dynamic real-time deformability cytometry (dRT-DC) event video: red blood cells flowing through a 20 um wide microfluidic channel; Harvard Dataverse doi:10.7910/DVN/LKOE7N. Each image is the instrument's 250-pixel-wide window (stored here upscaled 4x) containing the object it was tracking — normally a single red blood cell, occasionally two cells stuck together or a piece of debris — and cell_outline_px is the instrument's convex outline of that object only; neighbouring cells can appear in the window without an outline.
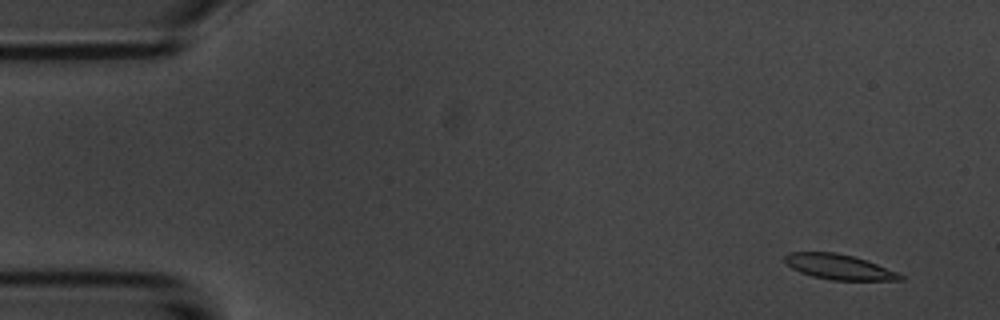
{"species": "common noctule bat (a hibernating species)", "species_latin": "Nyctalus noctula", "temperature_condition": "room temperature", "stored_images_in_passage": 5, "camera_frame_rate_fps": 3000, "um_per_image_px": 0.085, "animal": {"sex": "male", "body_mass_g": 20.1, "forearm_length_mm": 53.5}, "frame": {"image": 1, "passage_image": 1, "time_ms": 0.0, "image_size_px": [1000, 320], "cell_outline_px": [[904, 280], [832, 280], [812, 276], [800, 272], [792, 268], [784, 260], [784, 256], [788, 252], [836, 252], [852, 256], [876, 264], [896, 272], [904, 276]], "centroid_in_image_um": [71.28, 22.68], "position_along_channel_um": 13.7, "area_um2": 16.7}}
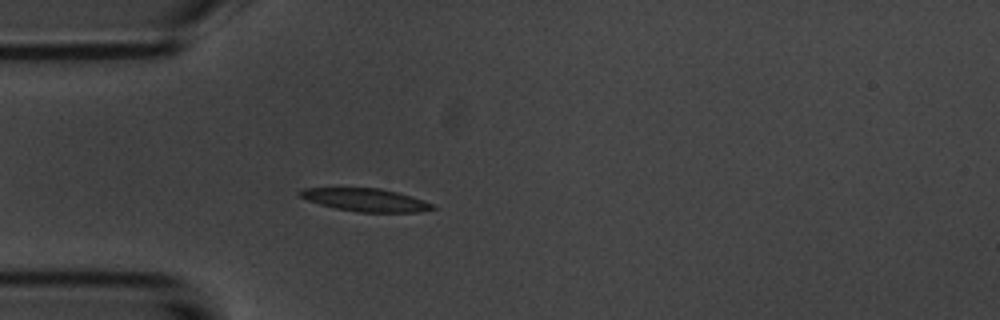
{"frame": {"image": 2, "passage_image": 5, "time_ms": 4.0, "image_size_px": [1000, 320], "cell_outline_px": [[436, 208], [420, 212], [360, 212], [336, 208], [320, 204], [308, 200], [300, 196], [296, 192], [304, 188], [380, 188], [396, 192], [424, 200], [432, 204]], "centroid_in_image_um": [31.07, 16.99], "position_along_channel_um": 53.9, "area_um2": 17.51}}